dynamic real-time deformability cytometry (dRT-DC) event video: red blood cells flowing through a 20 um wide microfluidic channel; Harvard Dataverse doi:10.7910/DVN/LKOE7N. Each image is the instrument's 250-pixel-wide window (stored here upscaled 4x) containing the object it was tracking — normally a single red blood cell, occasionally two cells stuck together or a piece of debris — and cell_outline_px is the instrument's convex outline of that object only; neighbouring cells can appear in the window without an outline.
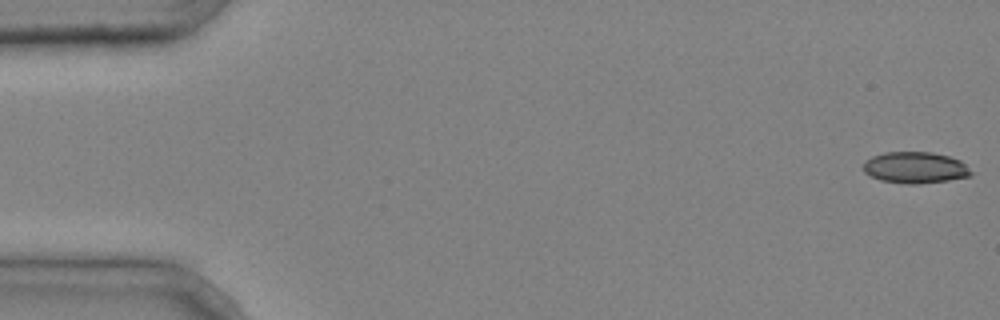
{"species": "common noctule bat (a hibernating species)", "species_latin": "Nyctalus noctula", "temperature_condition": "cold", "stored_images_in_passage": 5, "camera_frame_rate_fps": 3000, "um_per_image_px": 0.085, "animal": {"sex": "male", "body_mass_g": 20.4}, "frame": {"image": 1, "passage_image": 1, "time_ms": 0.0, "image_size_px": [1000, 320], "cell_outline_px": [[972, 176], [948, 180], [916, 184], [908, 184], [880, 180], [864, 172], [864, 160], [872, 156], [884, 152], [932, 152], [948, 156], [960, 160], [972, 172]], "centroid_in_image_um": [77.78, 14.24], "position_along_channel_um": 7.2, "area_um2": 19.65}}
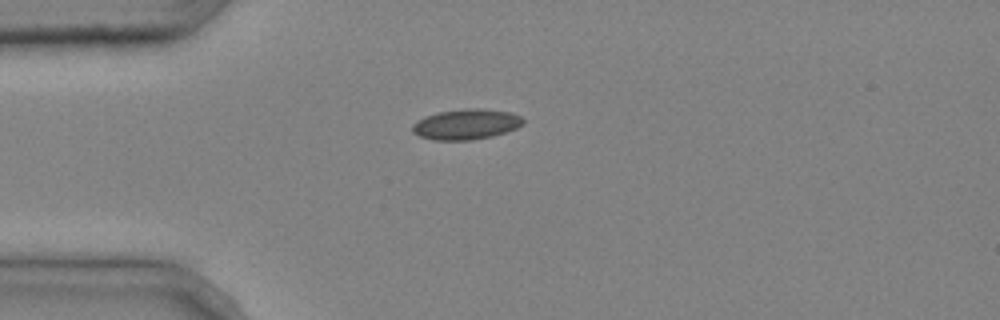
{"frame": {"image": 2, "passage_image": 5, "time_ms": 1.333, "image_size_px": [1000, 320], "cell_outline_px": [[524, 124], [516, 128], [492, 136], [472, 140], [432, 140], [420, 136], [412, 132], [412, 124], [424, 116], [440, 112], [468, 108], [484, 108], [512, 112], [520, 116], [524, 120]], "centroid_in_image_um": [39.63, 10.56], "position_along_channel_um": 45.4, "area_um2": 19.71}}